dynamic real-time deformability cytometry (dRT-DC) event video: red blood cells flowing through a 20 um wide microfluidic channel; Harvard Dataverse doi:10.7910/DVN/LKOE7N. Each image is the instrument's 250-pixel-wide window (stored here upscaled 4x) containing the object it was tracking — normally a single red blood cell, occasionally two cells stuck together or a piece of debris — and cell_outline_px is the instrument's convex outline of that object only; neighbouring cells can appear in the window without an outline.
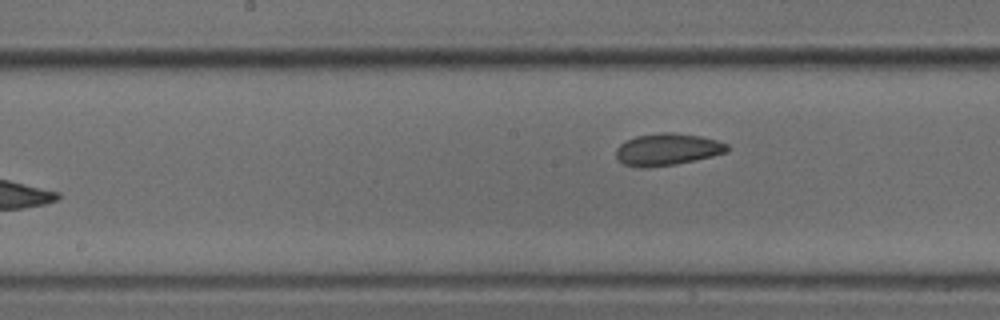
{"species": "common noctule bat (a hibernating species)", "species_latin": "Nyctalus noctula", "temperature_condition": "cold", "stored_images_in_passage": 8, "camera_frame_rate_fps": 3000, "um_per_image_px": 0.085, "animal": {"sex": "male", "body_mass_g": 18.8}, "frame": {"image": 1, "passage_image": 8, "time_ms": 2.333, "image_size_px": [1000, 320], "cell_outline_px": [[728, 152], [712, 156], [676, 164], [644, 168], [640, 168], [624, 164], [616, 156], [616, 148], [620, 144], [636, 136], [660, 132], [672, 132], [700, 136], [716, 140], [728, 144]], "centroid_in_image_um": [56.72, 12.7], "position_along_channel_um": 191.5, "area_um2": 20.63}}